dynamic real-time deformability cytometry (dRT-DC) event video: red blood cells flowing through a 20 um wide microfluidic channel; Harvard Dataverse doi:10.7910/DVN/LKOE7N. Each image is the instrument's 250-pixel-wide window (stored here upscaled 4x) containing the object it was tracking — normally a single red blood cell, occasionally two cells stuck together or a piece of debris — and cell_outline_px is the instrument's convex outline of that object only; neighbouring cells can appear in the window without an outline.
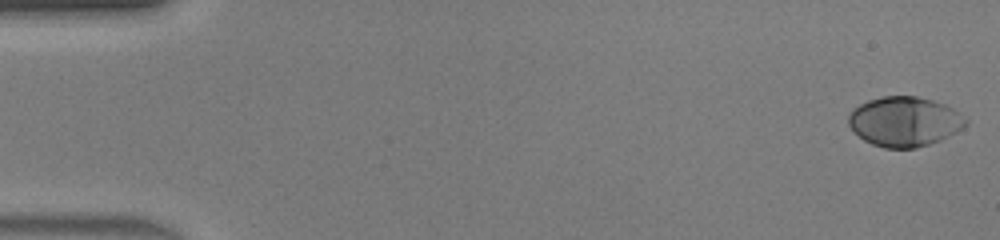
{"species": "human", "species_latin": "Homo sapiens", "temperature_condition": "warm", "stored_images_in_passage": 46, "camera_frame_rate_fps": 3000, "um_per_image_px": 0.085, "donor": {"sex": "male"}, "frame": {"image": 1, "passage_image": 1, "time_ms": 0.0, "image_size_px": [1000, 240], "cell_outline_px": [[968, 124], [964, 128], [940, 140], [916, 148], [884, 148], [872, 144], [864, 140], [848, 124], [848, 116], [852, 108], [868, 100], [884, 96], [916, 96], [932, 100], [944, 104], [952, 108], [968, 120]], "centroid_in_image_um": [76.88, 10.33], "position_along_channel_um": 8.1, "area_um2": 33.93}}
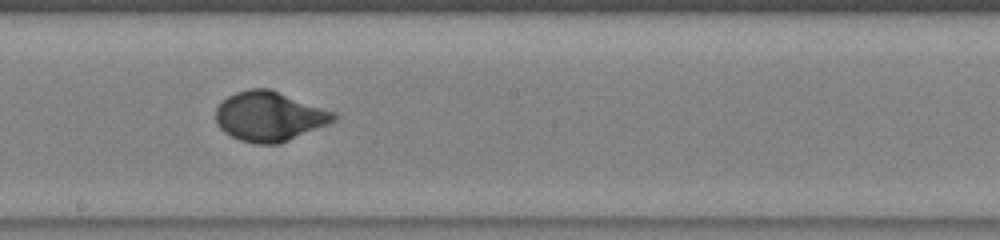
{"frame": {"image": 2, "passage_image": 26, "time_ms": 8.333, "image_size_px": [1000, 240], "cell_outline_px": [[340, 116], [336, 120], [328, 124], [280, 144], [256, 144], [240, 140], [224, 132], [216, 124], [216, 108], [228, 96], [236, 92], [248, 88], [272, 88], [336, 112]], "centroid_in_image_um": [22.93, 9.88], "position_along_channel_um": 225.3, "area_um2": 34.56}}
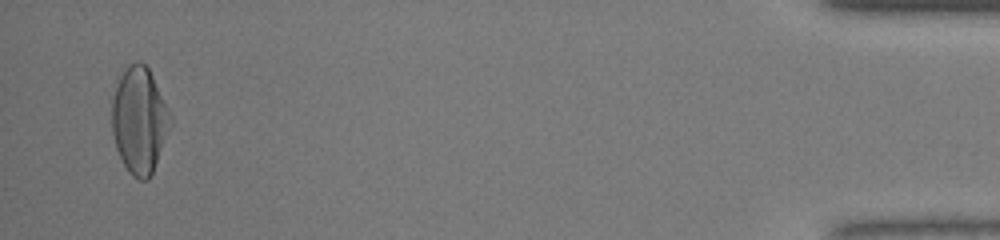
{"frame": {"image": 3, "passage_image": 45, "time_ms": 14.667, "image_size_px": [1000, 240], "cell_outline_px": [[172, 124], [152, 172], [148, 180], [140, 180], [132, 176], [128, 172], [116, 148], [112, 132], [112, 100], [120, 76], [124, 68], [128, 64], [136, 60], [140, 60], [148, 68], [172, 116]], "centroid_in_image_um": [11.84, 10.21], "position_along_channel_um": 423.4, "area_um2": 36.07}, "authors_computed_cell_mechanics": {"area_um2": 33.3506, "velocity_mm_per_s": 4.455, "shape_relaxation_time_tau1_ms": 2.9692, "shape_relaxation_time_tau2_ms": null, "deformation_change_tau1": 0.1954, "deformation_change_tau2": null}}